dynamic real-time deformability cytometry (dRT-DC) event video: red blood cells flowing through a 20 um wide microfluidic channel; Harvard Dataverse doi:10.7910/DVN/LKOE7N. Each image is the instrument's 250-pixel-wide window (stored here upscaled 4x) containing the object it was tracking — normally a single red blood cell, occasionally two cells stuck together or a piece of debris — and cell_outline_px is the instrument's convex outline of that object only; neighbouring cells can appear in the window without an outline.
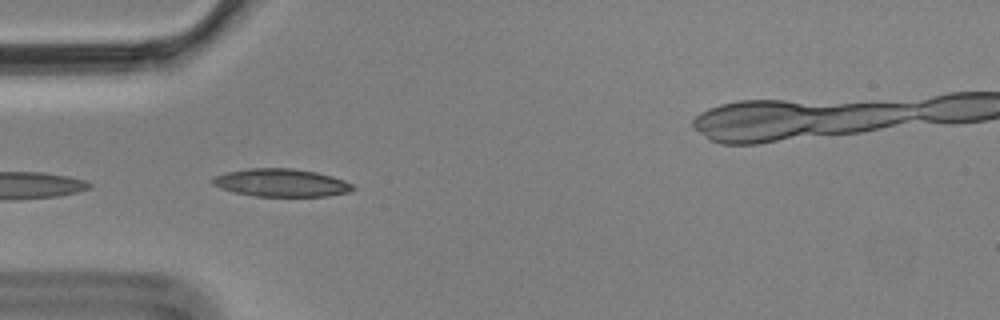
{"species": "Egyptian fruit bat (a non-hibernating species)", "species_latin": "Rousettus aegyptiacus", "temperature_condition": "cold", "stored_images_in_passage": 8, "camera_frame_rate_fps": 3000, "um_per_image_px": 0.085, "animal": {"sex": "male"}, "frame": {"image": 1, "passage_image": 5, "time_ms": 1.333, "image_size_px": [1000, 320], "cell_outline_px": [[356, 188], [348, 192], [328, 196], [256, 196], [236, 192], [220, 188], [212, 184], [212, 180], [216, 176], [228, 172], [248, 168], [292, 168], [316, 172], [332, 176], [344, 180], [352, 184]], "centroid_in_image_um": [23.93, 15.53], "position_along_channel_um": 61.1, "area_um2": 22.6}}
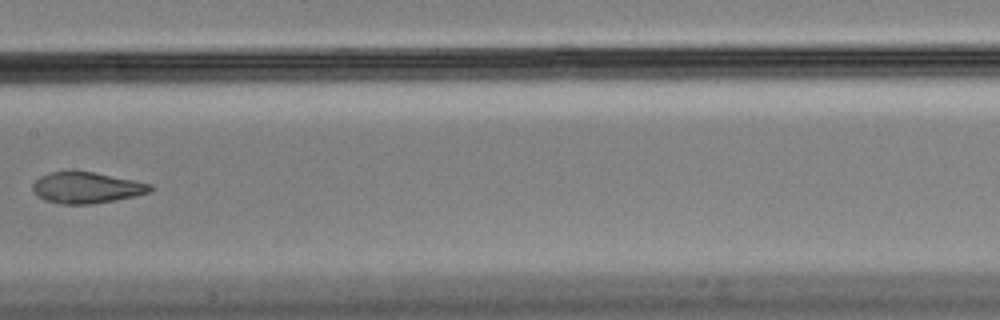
{"frame": {"image": 2, "passage_image": 8, "time_ms": 2.333, "image_size_px": [1000, 320], "cell_outline_px": [[152, 188], [148, 192], [132, 196], [92, 204], [60, 204], [44, 200], [36, 196], [32, 188], [32, 184], [40, 176], [52, 172], [68, 168], [92, 172], [152, 184]], "centroid_in_image_um": [7.25, 15.93], "position_along_channel_um": 200.2, "area_um2": 21.44}}